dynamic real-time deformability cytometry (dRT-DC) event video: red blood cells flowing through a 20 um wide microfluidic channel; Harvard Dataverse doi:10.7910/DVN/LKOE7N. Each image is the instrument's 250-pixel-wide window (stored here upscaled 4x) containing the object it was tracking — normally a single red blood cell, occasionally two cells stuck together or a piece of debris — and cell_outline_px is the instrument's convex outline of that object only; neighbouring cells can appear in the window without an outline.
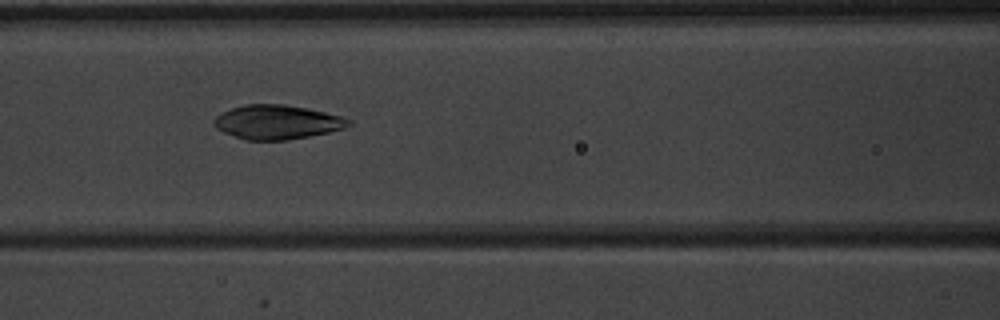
{"species": "common noctule bat (a hibernating species)", "species_latin": "Nyctalus noctula", "temperature_condition": "warm", "stored_images_in_passage": 51, "camera_frame_rate_fps": 3000, "um_per_image_px": 0.085, "animal": {"sex": "male", "body_mass_g": 20.1, "forearm_length_mm": 53.5}, "frame": {"image": 1, "passage_image": 23, "time_ms": 7.333, "image_size_px": [1000, 320], "cell_outline_px": [[352, 124], [344, 128], [328, 132], [288, 140], [244, 140], [224, 132], [216, 128], [212, 120], [220, 112], [244, 104], [284, 104], [324, 112], [340, 116], [352, 120]], "centroid_in_image_um": [23.52, 10.38], "position_along_channel_um": 143.1, "area_um2": 26.76}}
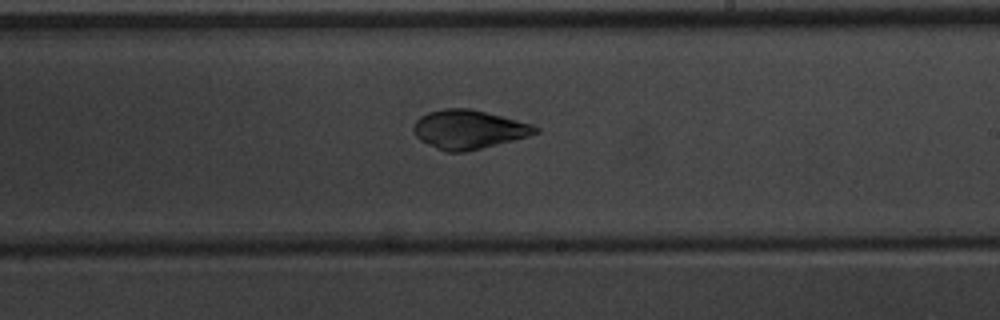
{"frame": {"image": 2, "passage_image": 31, "time_ms": 10.0, "image_size_px": [1000, 320], "cell_outline_px": [[540, 132], [528, 136], [464, 152], [448, 152], [436, 148], [420, 140], [416, 136], [412, 128], [416, 120], [420, 116], [428, 112], [444, 108], [468, 108], [532, 124], [540, 128]], "centroid_in_image_um": [39.8, 11.0], "position_along_channel_um": 249.2, "area_um2": 27.28}}
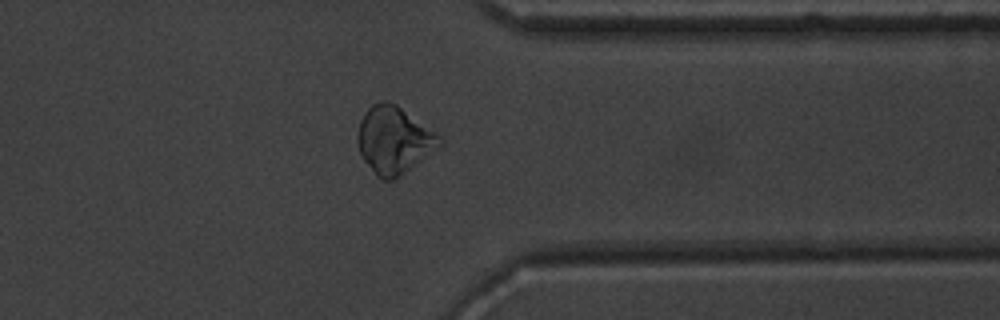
{"frame": {"image": 3, "passage_image": 41, "time_ms": 13.333, "image_size_px": [1000, 320], "cell_outline_px": [[444, 144], [392, 180], [384, 180], [376, 176], [364, 160], [360, 152], [356, 140], [356, 136], [360, 120], [364, 112], [372, 104], [380, 100], [388, 100], [396, 104], [436, 132], [444, 140]], "centroid_in_image_um": [33.47, 11.87], "position_along_channel_um": 377.9, "area_um2": 32.02}}